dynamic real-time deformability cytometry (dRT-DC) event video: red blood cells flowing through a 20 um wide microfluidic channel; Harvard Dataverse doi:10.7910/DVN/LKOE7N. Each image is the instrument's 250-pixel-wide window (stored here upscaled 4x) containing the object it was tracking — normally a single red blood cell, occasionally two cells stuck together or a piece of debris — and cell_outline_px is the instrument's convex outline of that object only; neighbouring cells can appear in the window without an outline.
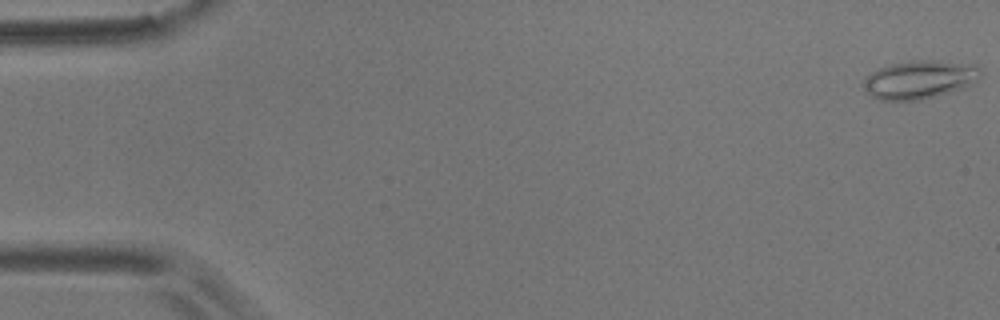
{"species": "common noctule bat (a hibernating species)", "species_latin": "Nyctalus noctula", "temperature_condition": "room temperature", "stored_images_in_passage": 14, "camera_frame_rate_fps": 3000, "um_per_image_px": 0.085, "animal": {"sex": "male", "body_mass_g": 17.9}, "frame": {"image": 1, "passage_image": 1, "time_ms": 0.0, "image_size_px": [1000, 320], "cell_outline_px": [[980, 76], [972, 84], [964, 88], [920, 100], [880, 100], [864, 92], [864, 76], [888, 64], [908, 60], [932, 60], [976, 64], [980, 68]], "centroid_in_image_um": [78.14, 6.75], "position_along_channel_um": 6.9, "area_um2": 26.36}}